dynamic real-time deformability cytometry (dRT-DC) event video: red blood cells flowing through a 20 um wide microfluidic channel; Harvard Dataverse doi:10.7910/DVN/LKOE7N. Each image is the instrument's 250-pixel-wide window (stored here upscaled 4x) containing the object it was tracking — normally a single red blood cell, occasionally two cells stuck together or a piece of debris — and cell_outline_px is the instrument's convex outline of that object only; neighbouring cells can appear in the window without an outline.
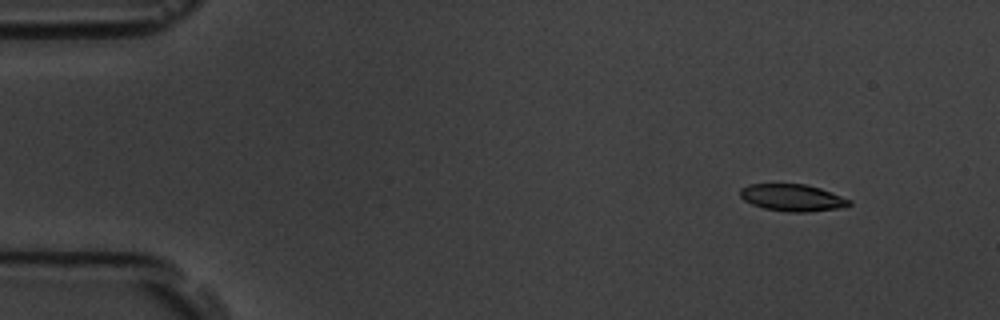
{"species": "common noctule bat (a hibernating species)", "species_latin": "Nyctalus noctula", "temperature_condition": "room temperature", "stored_images_in_passage": 8, "camera_frame_rate_fps": 3000, "um_per_image_px": 0.085, "animal": {"sex": "male", "body_mass_g": 19.5, "forearm_length_mm": 54.6}, "frame": {"image": 1, "passage_image": 2, "time_ms": 1.333, "image_size_px": [1000, 320], "cell_outline_px": [[852, 204], [840, 208], [808, 212], [788, 212], [764, 208], [752, 204], [744, 200], [740, 196], [740, 188], [748, 184], [804, 184], [820, 188], [832, 192], [852, 200]], "centroid_in_image_um": [67.37, 16.8], "position_along_channel_um": 17.6, "area_um2": 17.22}}
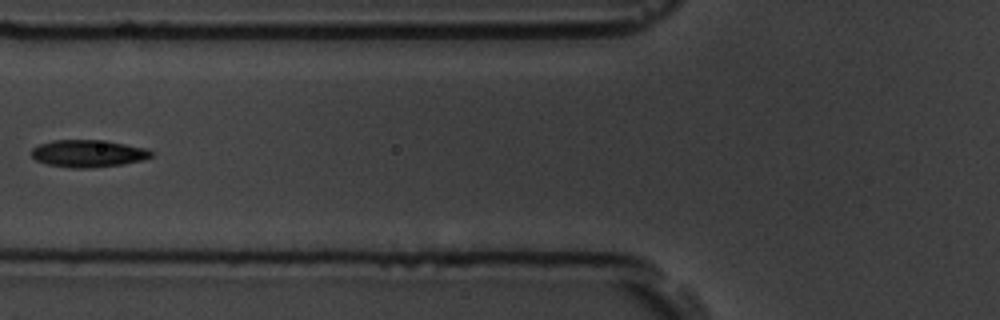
{"frame": {"image": 2, "passage_image": 7, "time_ms": 7.0, "image_size_px": [1000, 320], "cell_outline_px": [[156, 152], [152, 156], [144, 160], [124, 164], [88, 168], [72, 168], [48, 164], [36, 160], [32, 156], [32, 148], [40, 144], [52, 140], [108, 140], [148, 148]], "centroid_in_image_um": [7.57, 13.04], "position_along_channel_um": 118.2, "area_um2": 19.31}}
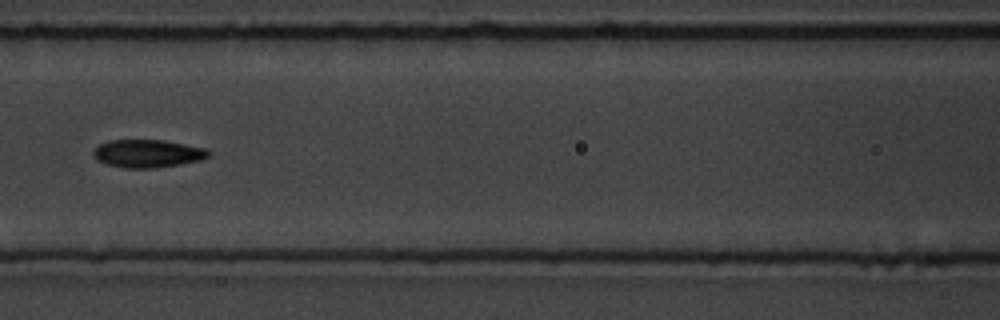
{"frame": {"image": 3, "passage_image": 8, "time_ms": 8.0, "image_size_px": [1000, 320], "cell_outline_px": [[212, 156], [200, 160], [180, 164], [156, 168], [124, 168], [108, 164], [96, 160], [92, 152], [100, 144], [108, 140], [164, 140], [204, 148], [212, 152]], "centroid_in_image_um": [12.57, 13.05], "position_along_channel_um": 154.0, "area_um2": 18.79}}